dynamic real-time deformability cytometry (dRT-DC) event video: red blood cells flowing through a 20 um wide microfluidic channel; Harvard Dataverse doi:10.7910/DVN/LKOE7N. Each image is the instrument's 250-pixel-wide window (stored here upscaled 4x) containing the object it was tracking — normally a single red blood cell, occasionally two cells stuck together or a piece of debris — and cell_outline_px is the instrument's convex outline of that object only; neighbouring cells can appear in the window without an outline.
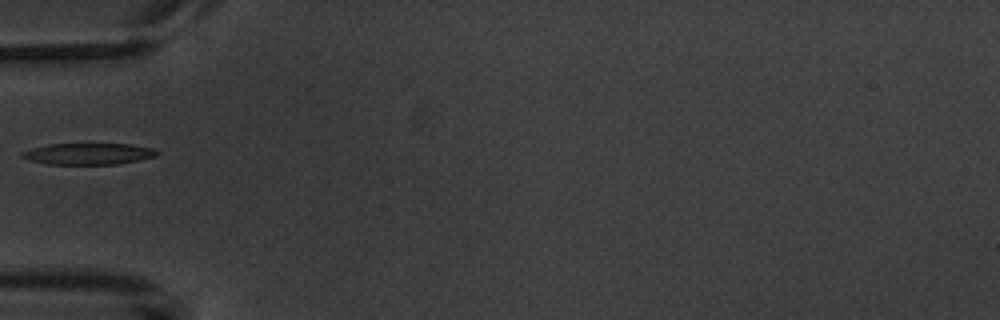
{"species": "common noctule bat (a hibernating species)", "species_latin": "Nyctalus noctula", "temperature_condition": "warm", "stored_images_in_passage": 5, "camera_frame_rate_fps": 3000, "um_per_image_px": 0.085, "animal": {"sex": "male", "body_mass_g": 20.1, "forearm_length_mm": 53.5}, "frame": {"image": 1, "passage_image": 5, "time_ms": 5.667, "image_size_px": [1000, 320], "cell_outline_px": [[160, 152], [156, 156], [140, 160], [120, 164], [44, 164], [28, 160], [20, 156], [20, 152], [32, 148], [48, 144], [132, 144], [152, 148]], "centroid_in_image_um": [7.5, 13.08], "position_along_channel_um": 77.5, "area_um2": 16.99}}